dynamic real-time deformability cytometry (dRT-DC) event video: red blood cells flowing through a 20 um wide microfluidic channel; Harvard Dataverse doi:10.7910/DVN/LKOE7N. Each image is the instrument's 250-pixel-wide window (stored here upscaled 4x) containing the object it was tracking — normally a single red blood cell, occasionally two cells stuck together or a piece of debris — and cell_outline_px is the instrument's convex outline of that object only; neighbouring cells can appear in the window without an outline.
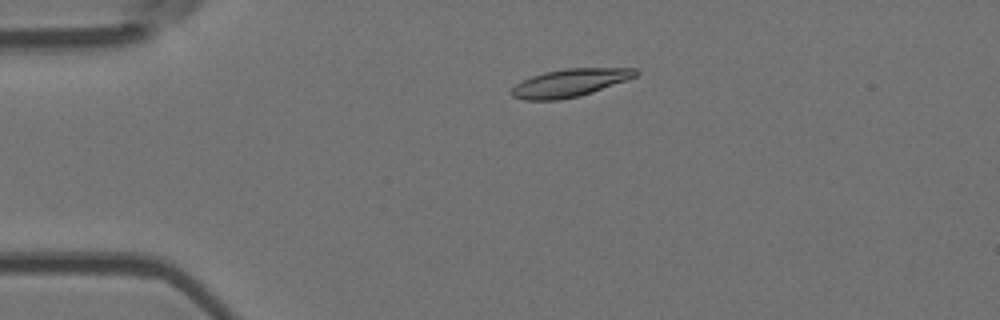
{"species": "Egyptian fruit bat (a non-hibernating species)", "species_latin": "Rousettus aegyptiacus", "temperature_condition": "room temperature", "stored_images_in_passage": 55, "camera_frame_rate_fps": 3000, "um_per_image_px": 0.085, "animal": {"sex": "female"}, "frame": {"image": 1, "passage_image": 12, "time_ms": 3.667, "image_size_px": [1000, 320], "cell_outline_px": [[640, 72], [636, 76], [628, 80], [580, 96], [560, 100], [524, 100], [512, 96], [508, 92], [516, 84], [532, 76], [544, 72], [564, 68], [636, 68]], "centroid_in_image_um": [48.44, 7.04], "position_along_channel_um": 36.6, "area_um2": 20.29}}
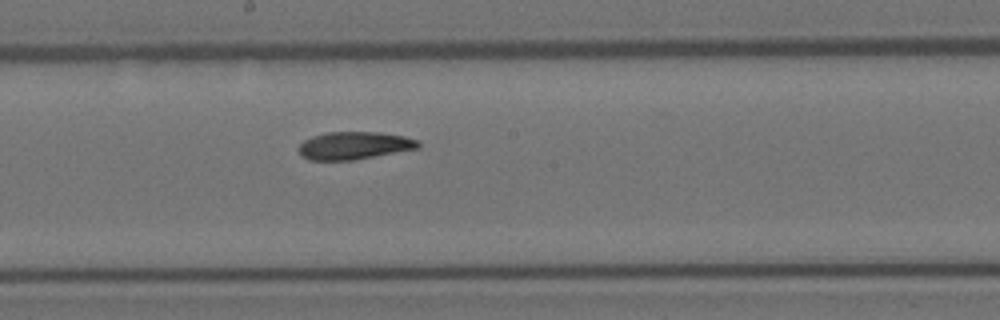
{"frame": {"image": 2, "passage_image": 30, "time_ms": 9.667, "image_size_px": [1000, 320], "cell_outline_px": [[420, 148], [352, 160], [308, 160], [300, 156], [296, 148], [304, 140], [312, 136], [328, 132], [380, 132], [404, 136], [420, 140]], "centroid_in_image_um": [30.08, 12.37], "position_along_channel_um": 218.1, "area_um2": 19.48}}
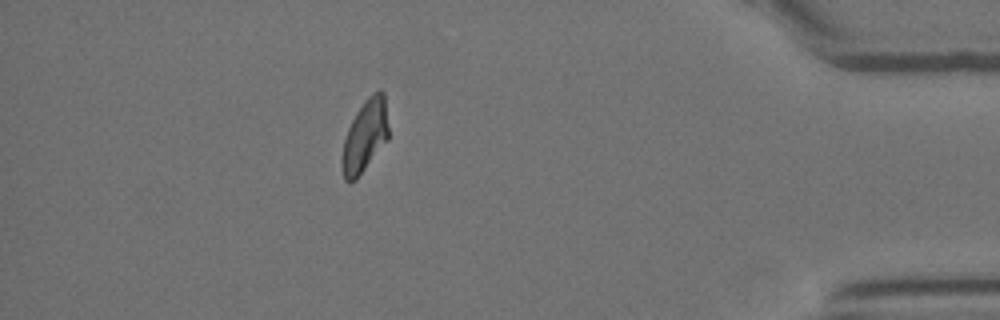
{"frame": {"image": 3, "passage_image": 49, "time_ms": 16.0, "image_size_px": [1000, 320], "cell_outline_px": [[388, 140], [356, 180], [348, 184], [344, 180], [340, 164], [340, 160], [344, 140], [348, 128], [356, 112], [364, 100], [372, 92], [380, 88], [384, 92], [388, 128]], "centroid_in_image_um": [31.0, 11.58], "position_along_channel_um": 404.2, "area_um2": 19.94}, "authors_computed_cell_mechanics": {"area_um2": 19.7676, "velocity_mm_per_s": 3.6575, "shape_relaxation_time_tau1_ms": 5.7709, "shape_relaxation_time_tau2_ms": 6.8211, "deformation_change_tau1": 0.1737, "deformation_change_tau2": 0.0995}}